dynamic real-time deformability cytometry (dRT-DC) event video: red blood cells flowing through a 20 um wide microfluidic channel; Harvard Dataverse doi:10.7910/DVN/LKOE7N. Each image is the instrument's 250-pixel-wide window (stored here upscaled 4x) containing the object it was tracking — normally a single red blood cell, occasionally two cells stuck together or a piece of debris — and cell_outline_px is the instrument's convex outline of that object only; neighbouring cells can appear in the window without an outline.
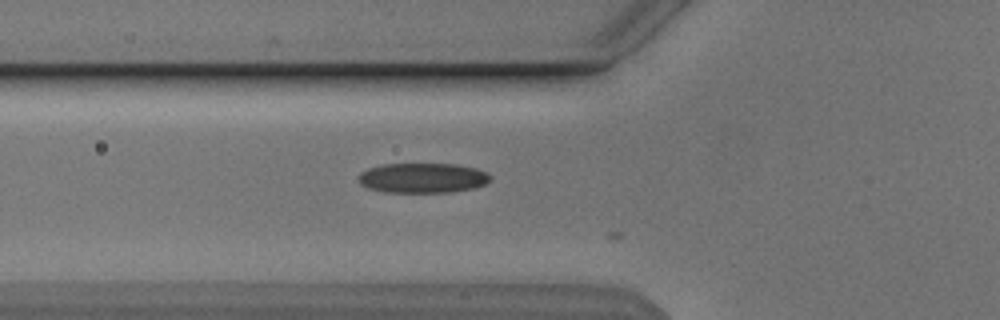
{"species": "Egyptian fruit bat (a non-hibernating species)", "species_latin": "Rousettus aegyptiacus", "temperature_condition": "cold", "stored_images_in_passage": 7, "camera_frame_rate_fps": 3000, "um_per_image_px": 0.085, "animal": {"sex": "male"}, "frame": {"image": 1, "passage_image": 6, "time_ms": 1.667, "image_size_px": [1000, 320], "cell_outline_px": [[492, 176], [484, 184], [472, 188], [452, 192], [384, 192], [368, 188], [360, 184], [360, 172], [368, 168], [384, 164], [456, 164], [476, 168]], "centroid_in_image_um": [35.91, 15.12], "position_along_channel_um": 89.9, "area_um2": 22.83}}